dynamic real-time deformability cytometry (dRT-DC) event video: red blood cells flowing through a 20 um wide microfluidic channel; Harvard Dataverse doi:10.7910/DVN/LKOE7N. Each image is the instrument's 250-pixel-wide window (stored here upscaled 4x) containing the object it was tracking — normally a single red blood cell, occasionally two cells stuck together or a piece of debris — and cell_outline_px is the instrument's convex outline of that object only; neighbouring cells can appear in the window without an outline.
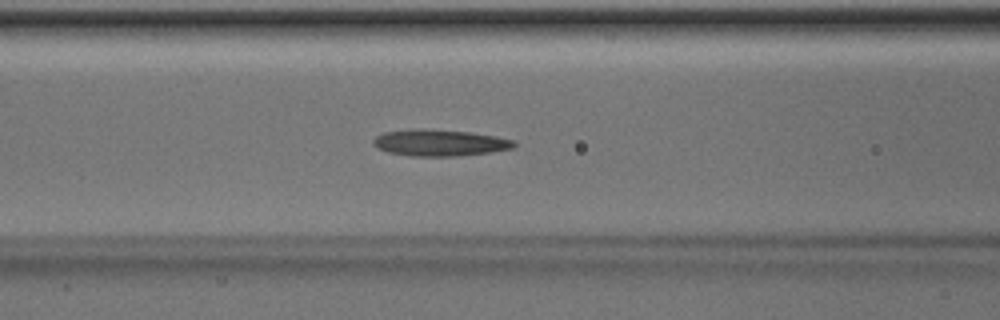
{"species": "Egyptian fruit bat (a non-hibernating species)", "species_latin": "Rousettus aegyptiacus", "temperature_condition": "room temperature", "stored_images_in_passage": 41, "camera_frame_rate_fps": 3000, "um_per_image_px": 0.085, "animal": {"sex": "male"}, "frame": {"image": 1, "passage_image": 11, "time_ms": 3.333, "image_size_px": [1000, 320], "cell_outline_px": [[516, 144], [512, 148], [492, 152], [456, 156], [408, 156], [388, 152], [376, 148], [372, 144], [372, 140], [376, 136], [384, 132], [420, 128], [424, 128], [468, 132], [496, 136], [516, 140]], "centroid_in_image_um": [37.35, 12.13], "position_along_channel_um": 129.2, "area_um2": 21.91}}
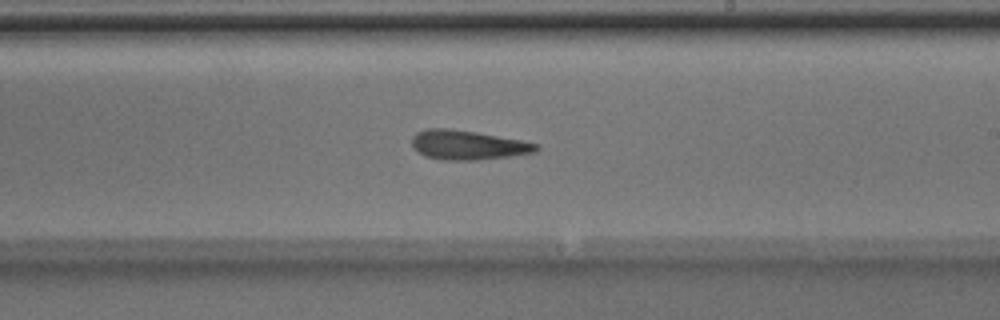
{"frame": {"image": 2, "passage_image": 20, "time_ms": 6.333, "image_size_px": [1000, 320], "cell_outline_px": [[540, 148], [536, 152], [508, 156], [476, 160], [440, 160], [424, 156], [412, 144], [412, 136], [416, 132], [428, 128], [448, 128], [476, 132], [520, 140], [540, 144]], "centroid_in_image_um": [39.76, 12.32], "position_along_channel_um": 249.2, "area_um2": 21.21}}
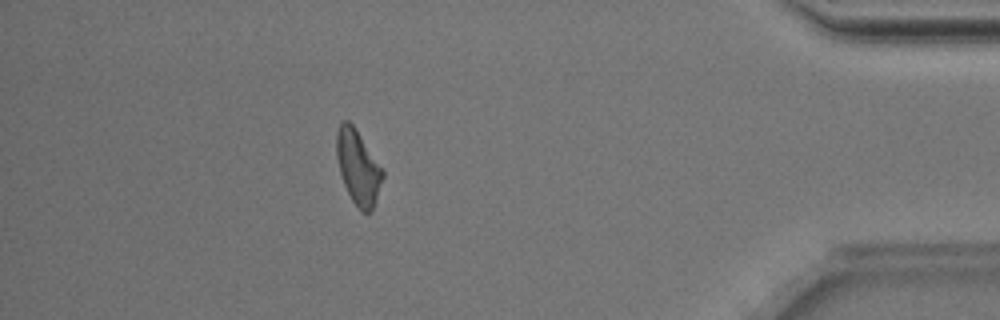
{"frame": {"image": 3, "passage_image": 35, "time_ms": 11.333, "image_size_px": [1000, 320], "cell_outline_px": [[384, 176], [372, 208], [368, 212], [360, 212], [352, 200], [344, 184], [340, 172], [336, 156], [336, 132], [340, 124], [344, 120], [348, 120], [352, 124], [384, 168]], "centroid_in_image_um": [30.44, 14.19], "position_along_channel_um": 404.8, "area_um2": 19.88}, "authors_computed_cell_mechanics": {"area_um2": 20.9814, "velocity_mm_per_s": 4.0081, "shape_relaxation_time_tau1_ms": 3.4837, "shape_relaxation_time_tau2_ms": 4.9763, "deformation_change_tau1": 0.1431, "deformation_change_tau2": 0.1787}}